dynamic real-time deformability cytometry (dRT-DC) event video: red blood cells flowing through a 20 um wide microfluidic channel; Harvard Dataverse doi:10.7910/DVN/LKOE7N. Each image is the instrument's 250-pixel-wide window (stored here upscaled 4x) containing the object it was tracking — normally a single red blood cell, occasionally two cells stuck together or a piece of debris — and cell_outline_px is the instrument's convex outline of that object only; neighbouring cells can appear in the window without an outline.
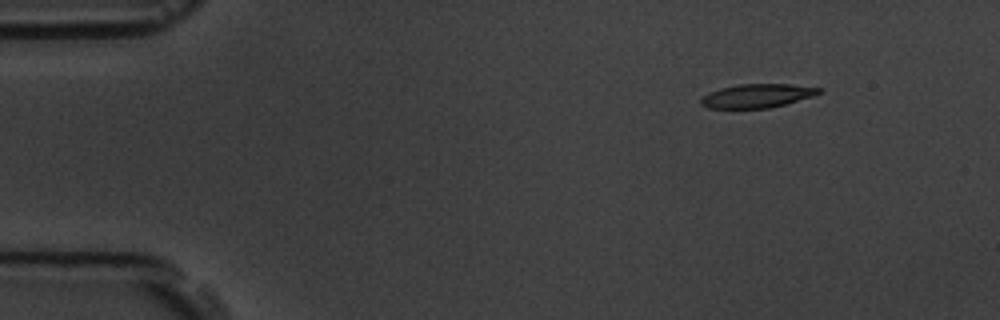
{"species": "common noctule bat (a hibernating species)", "species_latin": "Nyctalus noctula", "temperature_condition": "room temperature", "stored_images_in_passage": 5, "camera_frame_rate_fps": 3000, "um_per_image_px": 0.085, "animal": {"sex": "male", "body_mass_g": 19.5, "forearm_length_mm": 54.6}, "frame": {"image": 1, "passage_image": 2, "time_ms": 1.333, "image_size_px": [1000, 320], "cell_outline_px": [[820, 92], [812, 96], [784, 104], [768, 108], [708, 108], [700, 104], [700, 100], [708, 92], [720, 88], [740, 84], [788, 84], [820, 88]], "centroid_in_image_um": [64.29, 8.14], "position_along_channel_um": 20.7, "area_um2": 16.07}}
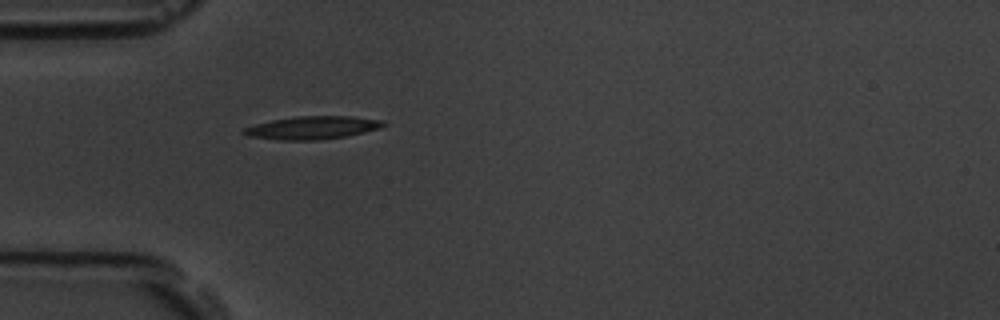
{"frame": {"image": 2, "passage_image": 5, "time_ms": 4.667, "image_size_px": [1000, 320], "cell_outline_px": [[388, 124], [380, 128], [364, 132], [344, 136], [316, 140], [280, 140], [248, 136], [240, 132], [244, 128], [256, 124], [272, 120], [296, 116], [352, 116], [384, 120]], "centroid_in_image_um": [26.57, 10.84], "position_along_channel_um": 58.4, "area_um2": 18.67}}